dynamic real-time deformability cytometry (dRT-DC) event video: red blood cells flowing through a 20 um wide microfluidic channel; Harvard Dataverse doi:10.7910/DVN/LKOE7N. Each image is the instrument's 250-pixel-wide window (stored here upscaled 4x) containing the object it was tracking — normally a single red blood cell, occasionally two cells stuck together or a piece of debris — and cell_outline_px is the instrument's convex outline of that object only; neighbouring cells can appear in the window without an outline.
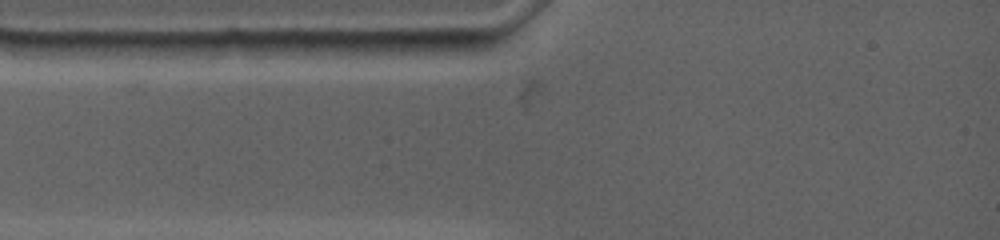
{"species": "common noctule bat (a hibernating species)", "species_latin": "Nyctalus noctula", "temperature_condition": "warm", "stored_images_in_passage": 3, "camera_frame_rate_fps": 4500, "um_per_image_px": 0.085, "animal": {"sex": "female", "body_mass_g": 19.0, "forearm_length_mm": 53.3}, "frame": {"image": 1, "passage_image": 2, "time_ms": 0.444, "image_size_px": [1000, 240], "cell_outline_px": [[480, 44], [476, 48], [452, 56], [420, 60], [372, 52], [364, 44], [368, 40], [472, 40]], "centroid_in_image_um": [35.79, 4.08], "position_along_channel_um": 49.2, "area_um2": 12.25}}